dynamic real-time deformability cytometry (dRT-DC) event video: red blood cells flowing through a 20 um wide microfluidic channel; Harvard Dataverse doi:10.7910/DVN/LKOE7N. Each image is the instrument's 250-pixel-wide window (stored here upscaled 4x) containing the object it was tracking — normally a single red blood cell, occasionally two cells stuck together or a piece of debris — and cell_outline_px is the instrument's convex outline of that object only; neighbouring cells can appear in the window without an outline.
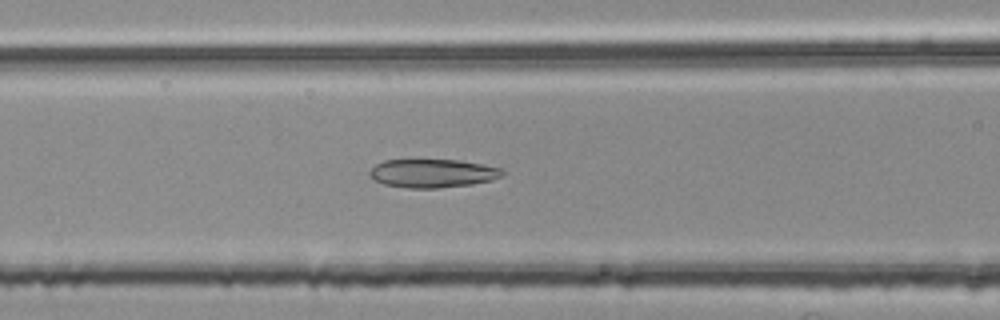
{"species": "common noctule bat (a hibernating species)", "species_latin": "Nyctalus noctula", "temperature_condition": "room temperature", "stored_images_in_passage": 40, "camera_frame_rate_fps": 3000, "um_per_image_px": 0.085, "animal": {"sex": "female", "body_mass_g": 25.1}, "frame": {"image": 1, "passage_image": 18, "time_ms": 5.667, "image_size_px": [1000, 320], "cell_outline_px": [[504, 176], [492, 180], [472, 184], [436, 188], [408, 188], [384, 184], [368, 176], [368, 172], [376, 164], [384, 160], [460, 160], [484, 164], [504, 168]], "centroid_in_image_um": [36.81, 14.72], "position_along_channel_um": 129.8, "area_um2": 22.2}}
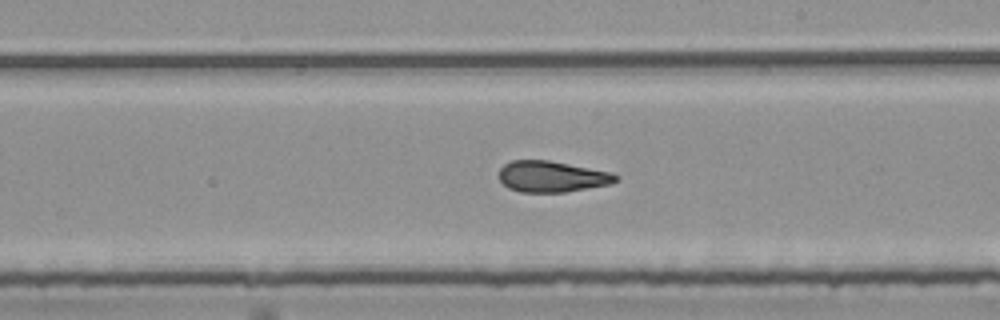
{"frame": {"image": 2, "passage_image": 27, "time_ms": 8.667, "image_size_px": [1000, 320], "cell_outline_px": [[620, 180], [612, 184], [564, 192], [520, 192], [508, 188], [500, 180], [500, 168], [504, 164], [512, 160], [548, 160], [612, 172], [620, 176]], "centroid_in_image_um": [46.95, 15.01], "position_along_channel_um": 242.0, "area_um2": 21.27}}
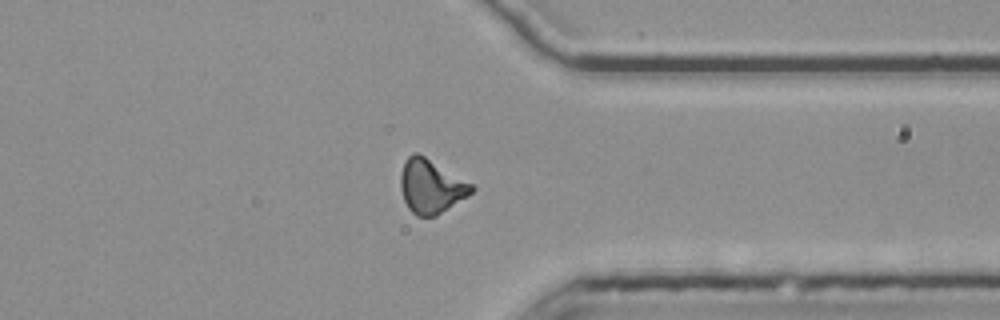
{"frame": {"image": 3, "passage_image": 38, "time_ms": 12.333, "image_size_px": [1000, 320], "cell_outline_px": [[476, 188], [468, 196], [436, 216], [416, 216], [408, 208], [404, 200], [400, 188], [400, 176], [404, 160], [412, 152], [416, 152], [424, 156], [472, 184]], "centroid_in_image_um": [36.61, 15.84], "position_along_channel_um": 374.8, "area_um2": 22.2}}